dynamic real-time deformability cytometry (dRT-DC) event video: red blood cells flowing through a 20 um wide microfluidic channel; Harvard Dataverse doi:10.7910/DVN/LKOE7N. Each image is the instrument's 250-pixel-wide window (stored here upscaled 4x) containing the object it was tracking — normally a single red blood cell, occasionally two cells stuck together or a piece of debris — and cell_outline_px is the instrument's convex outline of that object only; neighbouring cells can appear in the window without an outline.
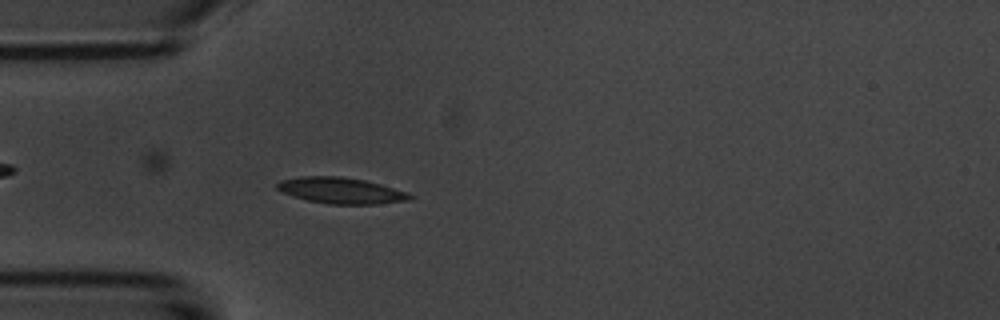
{"species": "common noctule bat (a hibernating species)", "species_latin": "Nyctalus noctula", "temperature_condition": "room temperature", "stored_images_in_passage": 4, "camera_frame_rate_fps": 3000, "um_per_image_px": 0.085, "animal": {"sex": "male", "body_mass_g": 20.1, "forearm_length_mm": 53.5}, "frame": {"image": 1, "passage_image": 4, "time_ms": 3.333, "image_size_px": [1000, 320], "cell_outline_px": [[416, 196], [408, 200], [376, 204], [328, 204], [308, 200], [284, 192], [276, 188], [276, 184], [280, 180], [300, 176], [340, 176], [364, 180], [380, 184], [408, 192]], "centroid_in_image_um": [29.01, 16.19], "position_along_channel_um": 56.0, "area_um2": 20.06}}